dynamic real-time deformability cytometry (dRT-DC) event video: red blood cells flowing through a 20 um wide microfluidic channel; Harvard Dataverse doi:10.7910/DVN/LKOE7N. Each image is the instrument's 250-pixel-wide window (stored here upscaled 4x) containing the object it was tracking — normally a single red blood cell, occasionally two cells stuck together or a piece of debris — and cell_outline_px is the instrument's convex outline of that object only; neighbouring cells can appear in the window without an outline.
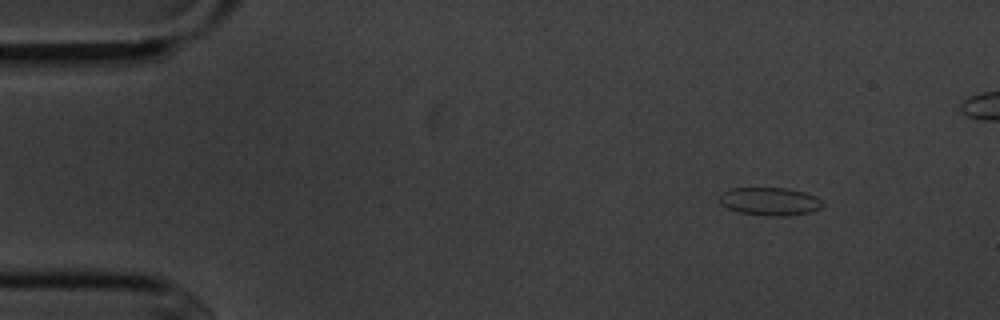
{"species": "common noctule bat (a hibernating species)", "species_latin": "Nyctalus noctula", "temperature_condition": "cold", "stored_images_in_passage": 4, "camera_frame_rate_fps": 3000, "um_per_image_px": 0.085, "animal": {"sex": "male", "body_mass_g": 20.1, "forearm_length_mm": 53.5}, "frame": {"image": 1, "passage_image": 1, "time_ms": 0.0, "image_size_px": [1000, 320], "cell_outline_px": [[824, 204], [820, 208], [812, 212], [784, 216], [764, 216], [736, 212], [720, 204], [720, 196], [724, 192], [732, 188], [788, 188], [804, 192], [816, 196]], "centroid_in_image_um": [65.44, 17.13], "position_along_channel_um": 19.6, "area_um2": 16.94}}
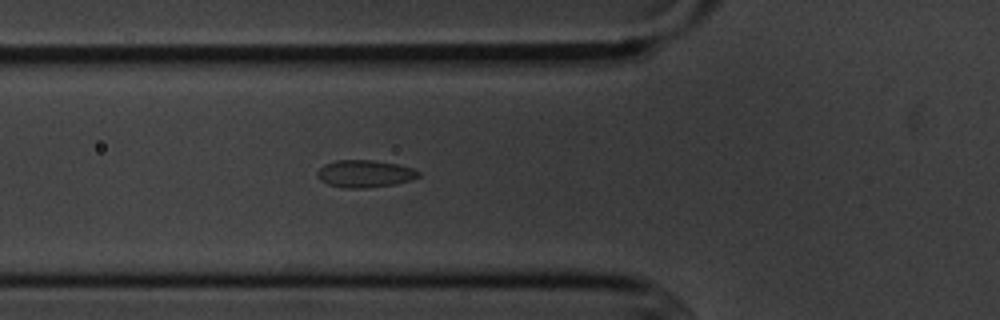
{"frame": {"image": 2, "passage_image": 4, "time_ms": 4.333, "image_size_px": [1000, 320], "cell_outline_px": [[420, 176], [396, 184], [364, 188], [344, 188], [328, 184], [320, 180], [316, 176], [316, 172], [324, 164], [336, 160], [372, 160], [396, 164], [412, 168], [420, 172]], "centroid_in_image_um": [30.97, 14.76], "position_along_channel_um": 94.8, "area_um2": 16.07}}